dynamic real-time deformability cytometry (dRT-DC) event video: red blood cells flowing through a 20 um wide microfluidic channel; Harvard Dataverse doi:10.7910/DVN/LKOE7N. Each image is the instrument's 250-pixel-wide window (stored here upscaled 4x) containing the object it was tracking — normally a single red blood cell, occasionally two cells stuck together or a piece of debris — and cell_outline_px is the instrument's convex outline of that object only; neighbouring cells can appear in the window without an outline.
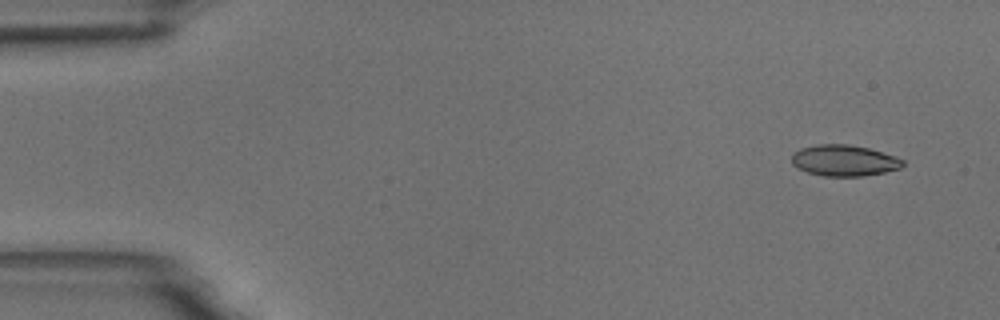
{"species": "common noctule bat (a hibernating species)", "species_latin": "Nyctalus noctula", "temperature_condition": "room temperature", "stored_images_in_passage": 5, "camera_frame_rate_fps": 3000, "um_per_image_px": 0.085, "animal": {"sex": "male", "body_mass_g": 18.8}, "frame": {"image": 1, "passage_image": 1, "time_ms": 0.0, "image_size_px": [1000, 320], "cell_outline_px": [[904, 164], [900, 168], [884, 172], [864, 176], [824, 176], [808, 172], [792, 164], [792, 152], [800, 148], [816, 144], [848, 144], [868, 148], [896, 156], [904, 160]], "centroid_in_image_um": [71.75, 13.63], "position_along_channel_um": 13.3, "area_um2": 20.17}}